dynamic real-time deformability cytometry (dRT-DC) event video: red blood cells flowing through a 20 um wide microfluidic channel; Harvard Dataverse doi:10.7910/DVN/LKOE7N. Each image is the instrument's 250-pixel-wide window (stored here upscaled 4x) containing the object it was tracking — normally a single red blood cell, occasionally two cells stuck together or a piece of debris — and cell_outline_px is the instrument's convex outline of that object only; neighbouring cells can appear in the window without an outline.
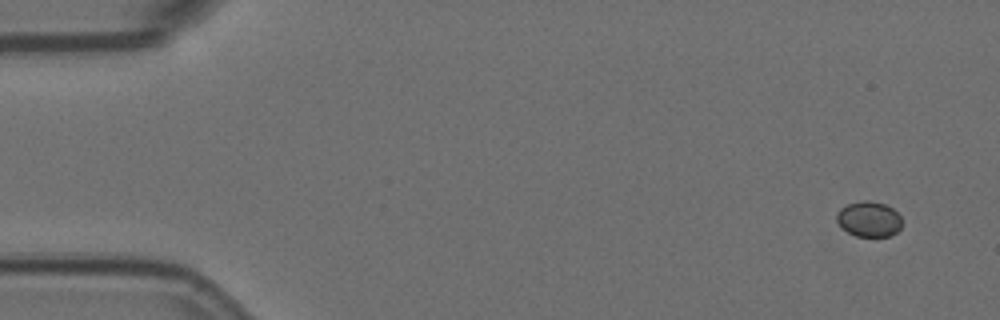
{"species": "Egyptian fruit bat (a non-hibernating species)", "species_latin": "Rousettus aegyptiacus", "temperature_condition": "room temperature", "stored_images_in_passage": 6, "camera_frame_rate_fps": 3000, "um_per_image_px": 0.085, "animal": {"sex": "female"}, "frame": {"image": 1, "passage_image": 1, "time_ms": 0.0, "image_size_px": [1000, 320], "cell_outline_px": [[900, 228], [896, 232], [888, 236], [856, 236], [848, 232], [836, 220], [836, 212], [840, 208], [848, 204], [864, 200], [868, 200], [884, 204], [892, 208], [900, 216]], "centroid_in_image_um": [73.84, 18.61], "position_along_channel_um": 11.2, "area_um2": 13.24}}
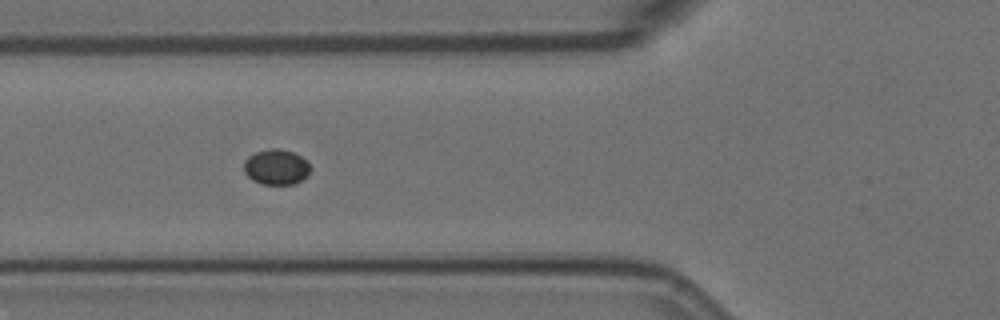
{"frame": {"image": 2, "passage_image": 5, "time_ms": 1.333, "image_size_px": [1000, 320], "cell_outline_px": [[312, 168], [308, 176], [296, 184], [260, 184], [252, 180], [244, 172], [244, 160], [248, 156], [256, 152], [272, 148], [276, 148], [292, 152], [308, 160]], "centroid_in_image_um": [23.51, 14.21], "position_along_channel_um": 102.3, "area_um2": 13.93}}
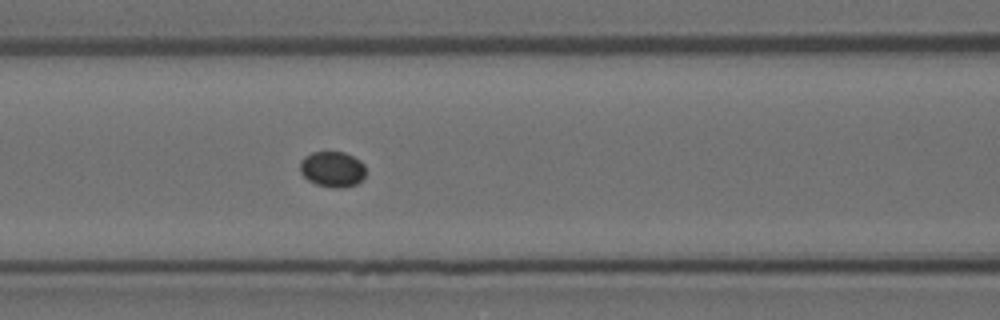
{"frame": {"image": 3, "passage_image": 6, "time_ms": 1.667, "image_size_px": [1000, 320], "cell_outline_px": [[364, 176], [356, 184], [340, 188], [332, 188], [316, 184], [308, 180], [300, 172], [300, 160], [304, 156], [312, 152], [344, 152], [360, 160], [364, 164]], "centroid_in_image_um": [28.22, 14.38], "position_along_channel_um": 138.4, "area_um2": 13.64}}